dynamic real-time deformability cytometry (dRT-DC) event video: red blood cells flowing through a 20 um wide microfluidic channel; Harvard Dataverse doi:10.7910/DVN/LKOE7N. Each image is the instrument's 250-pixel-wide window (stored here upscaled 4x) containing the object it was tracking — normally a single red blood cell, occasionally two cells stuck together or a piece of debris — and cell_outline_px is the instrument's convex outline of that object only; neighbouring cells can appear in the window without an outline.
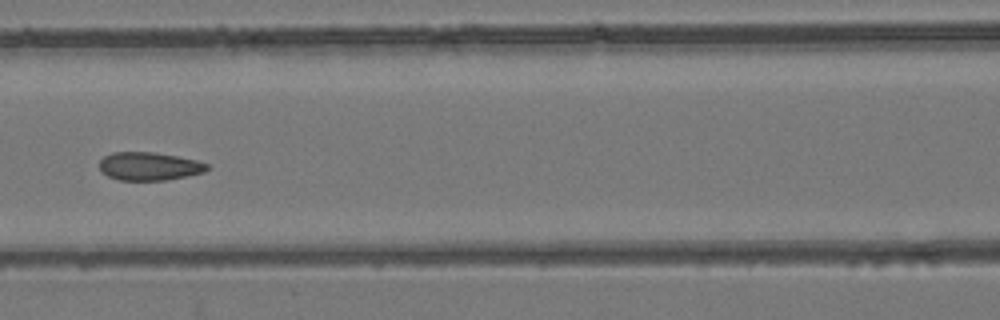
{"species": "common noctule bat (a hibernating species)", "species_latin": "Nyctalus noctula", "temperature_condition": "room temperature", "stored_images_in_passage": 7, "camera_frame_rate_fps": 3000, "um_per_image_px": 0.085, "animal": {"sex": "female", "body_mass_g": 24.6, "forearm_length_mm": 56.2}, "frame": {"image": 1, "passage_image": 6, "time_ms": 7.333, "image_size_px": [1000, 320], "cell_outline_px": [[208, 168], [204, 172], [168, 180], [120, 180], [108, 176], [100, 168], [100, 160], [104, 156], [112, 152], [156, 152], [196, 160], [208, 164]], "centroid_in_image_um": [12.68, 14.13], "position_along_channel_um": 153.9, "area_um2": 17.57}}
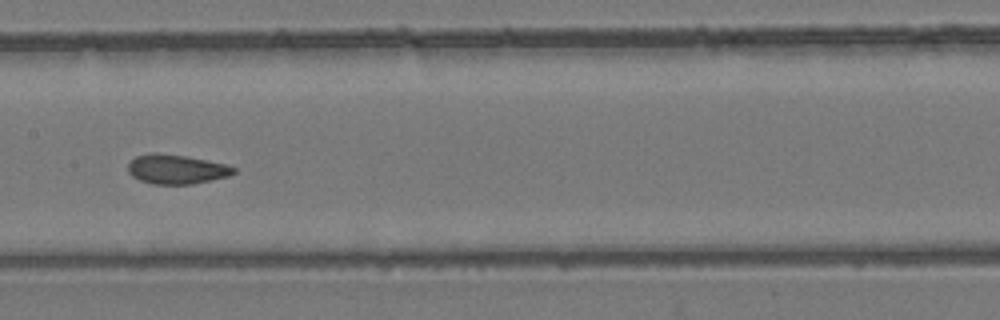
{"frame": {"image": 2, "passage_image": 7, "time_ms": 8.333, "image_size_px": [1000, 320], "cell_outline_px": [[236, 172], [228, 176], [212, 180], [192, 184], [152, 184], [140, 180], [132, 176], [128, 172], [128, 164], [136, 156], [152, 152], [156, 152], [184, 156], [224, 164], [236, 168]], "centroid_in_image_um": [14.97, 14.39], "position_along_channel_um": 192.4, "area_um2": 17.98}}